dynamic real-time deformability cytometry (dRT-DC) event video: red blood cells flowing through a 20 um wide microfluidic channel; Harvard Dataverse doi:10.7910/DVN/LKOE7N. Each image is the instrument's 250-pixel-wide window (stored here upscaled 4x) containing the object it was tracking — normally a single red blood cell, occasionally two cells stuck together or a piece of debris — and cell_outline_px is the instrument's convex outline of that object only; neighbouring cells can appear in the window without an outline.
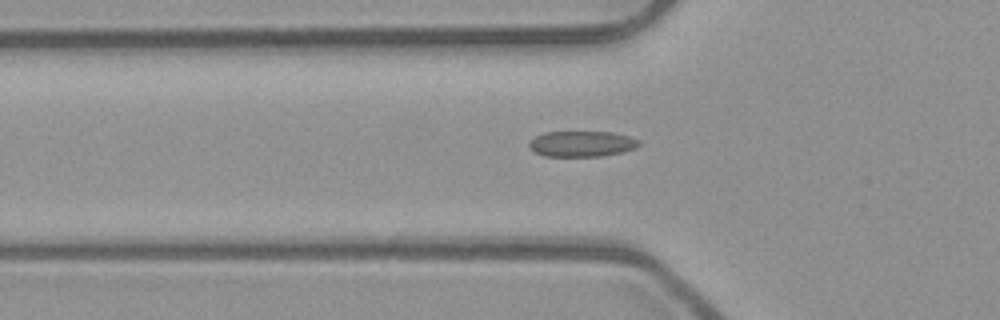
{"species": "common noctule bat (a hibernating species)", "species_latin": "Nyctalus noctula", "temperature_condition": "room temperature", "stored_images_in_passage": 46, "camera_frame_rate_fps": 3000, "um_per_image_px": 0.085, "animal": {"sex": "male", "body_mass_g": 23.1, "forearm_length_mm": 52.7}, "frame": {"image": 1, "passage_image": 17, "time_ms": 5.333, "image_size_px": [1000, 320], "cell_outline_px": [[640, 144], [636, 148], [624, 152], [600, 156], [544, 156], [528, 148], [528, 144], [536, 136], [544, 132], [612, 132], [628, 136], [640, 140]], "centroid_in_image_um": [49.47, 12.23], "position_along_channel_um": 76.3, "area_um2": 16.47}}
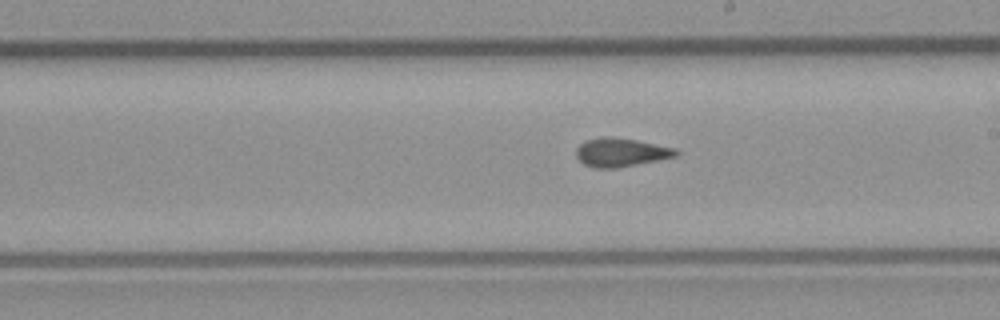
{"frame": {"image": 2, "passage_image": 29, "time_ms": 9.333, "image_size_px": [1000, 320], "cell_outline_px": [[680, 152], [676, 156], [616, 168], [596, 168], [584, 164], [576, 156], [576, 148], [580, 144], [588, 140], [604, 136], [608, 136], [636, 140], [676, 148]], "centroid_in_image_um": [52.77, 12.94], "position_along_channel_um": 236.2, "area_um2": 16.42}}
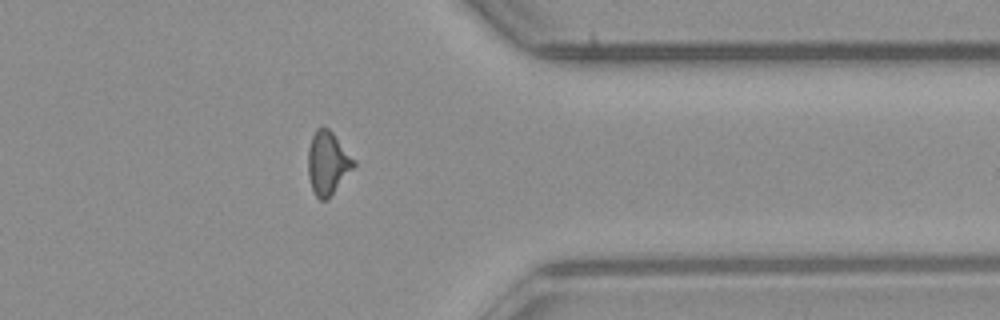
{"frame": {"image": 3, "passage_image": 41, "time_ms": 13.333, "image_size_px": [1000, 320], "cell_outline_px": [[356, 164], [328, 200], [320, 200], [312, 192], [308, 176], [308, 152], [312, 136], [316, 128], [320, 124], [324, 124], [332, 132], [356, 160]], "centroid_in_image_um": [27.84, 13.84], "position_along_channel_um": 383.6, "area_um2": 17.11}}